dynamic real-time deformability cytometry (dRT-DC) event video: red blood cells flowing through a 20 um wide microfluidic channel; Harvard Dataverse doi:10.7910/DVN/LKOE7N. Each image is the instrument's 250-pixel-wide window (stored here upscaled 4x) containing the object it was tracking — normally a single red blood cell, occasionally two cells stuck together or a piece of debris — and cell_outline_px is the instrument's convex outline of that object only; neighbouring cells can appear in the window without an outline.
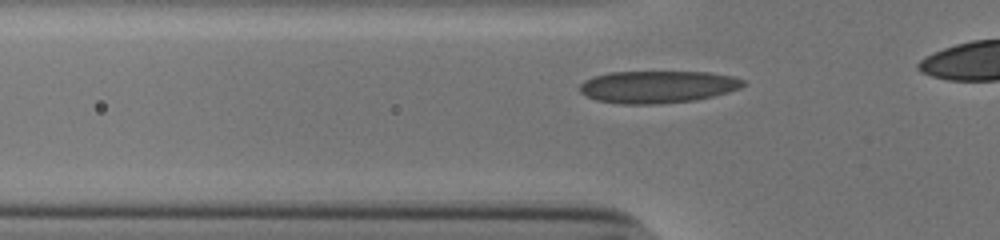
{"species": "human", "species_latin": "Homo sapiens", "temperature_condition": "cold", "stored_images_in_passage": 26, "camera_frame_rate_fps": 3000, "um_per_image_px": 0.085, "donor": {"sex": "male"}, "frame": {"image": 1, "passage_image": 7, "time_ms": 2.0, "image_size_px": [1000, 240], "cell_outline_px": [[748, 84], [740, 88], [728, 92], [696, 100], [660, 104], [620, 104], [596, 100], [580, 92], [580, 84], [584, 80], [608, 72], [708, 72], [732, 76], [744, 80]], "centroid_in_image_um": [55.92, 7.38], "position_along_channel_um": 69.9, "area_um2": 30.81}}
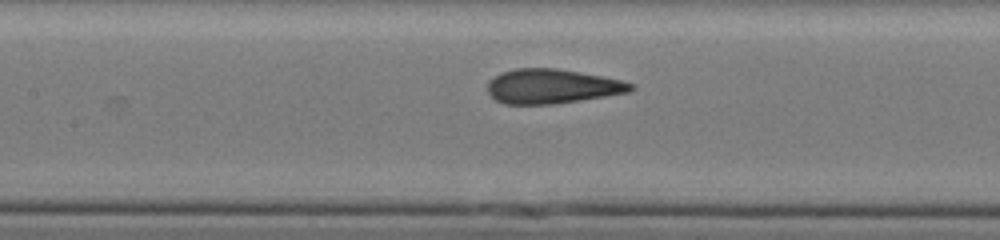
{"frame": {"image": 2, "passage_image": 14, "time_ms": 4.333, "image_size_px": [1000, 240], "cell_outline_px": [[636, 88], [628, 92], [556, 104], [504, 104], [496, 100], [488, 92], [488, 80], [500, 72], [516, 68], [556, 68], [600, 76], [620, 80], [636, 84]], "centroid_in_image_um": [46.9, 7.33], "position_along_channel_um": 160.5, "area_um2": 28.73}}
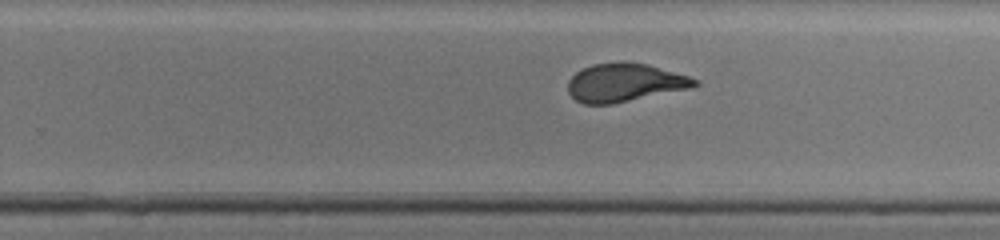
{"frame": {"image": 3, "passage_image": 23, "time_ms": 7.333, "image_size_px": [1000, 240], "cell_outline_px": [[700, 84], [696, 88], [612, 104], [584, 104], [576, 100], [568, 92], [568, 80], [580, 68], [592, 64], [624, 60], [648, 64], [688, 76], [696, 80]], "centroid_in_image_um": [53.12, 7.01], "position_along_channel_um": 276.7, "area_um2": 28.9}}